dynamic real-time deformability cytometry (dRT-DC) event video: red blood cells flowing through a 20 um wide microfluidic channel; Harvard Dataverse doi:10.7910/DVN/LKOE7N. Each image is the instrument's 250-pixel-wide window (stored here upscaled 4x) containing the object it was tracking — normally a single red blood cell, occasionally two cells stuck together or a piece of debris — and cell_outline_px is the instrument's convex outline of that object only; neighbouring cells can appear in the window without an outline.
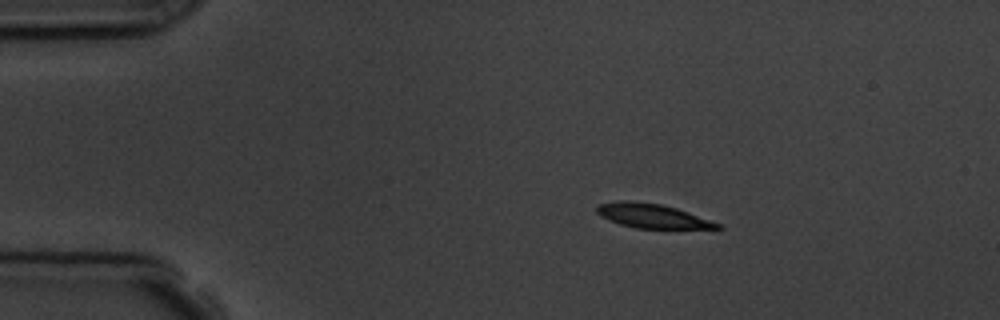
{"species": "common noctule bat (a hibernating species)", "species_latin": "Nyctalus noctula", "temperature_condition": "room temperature", "stored_images_in_passage": 3, "camera_frame_rate_fps": 3000, "um_per_image_px": 0.085, "animal": {"sex": "male", "body_mass_g": 19.5, "forearm_length_mm": 54.6}, "frame": {"image": 1, "passage_image": 2, "time_ms": 2.0, "image_size_px": [1000, 320], "cell_outline_px": [[724, 228], [636, 228], [620, 224], [608, 220], [600, 216], [596, 212], [596, 204], [620, 200], [632, 200], [660, 204], [676, 208], [688, 212], [720, 224]], "centroid_in_image_um": [55.35, 18.33], "position_along_channel_um": 29.7, "area_um2": 16.94}}